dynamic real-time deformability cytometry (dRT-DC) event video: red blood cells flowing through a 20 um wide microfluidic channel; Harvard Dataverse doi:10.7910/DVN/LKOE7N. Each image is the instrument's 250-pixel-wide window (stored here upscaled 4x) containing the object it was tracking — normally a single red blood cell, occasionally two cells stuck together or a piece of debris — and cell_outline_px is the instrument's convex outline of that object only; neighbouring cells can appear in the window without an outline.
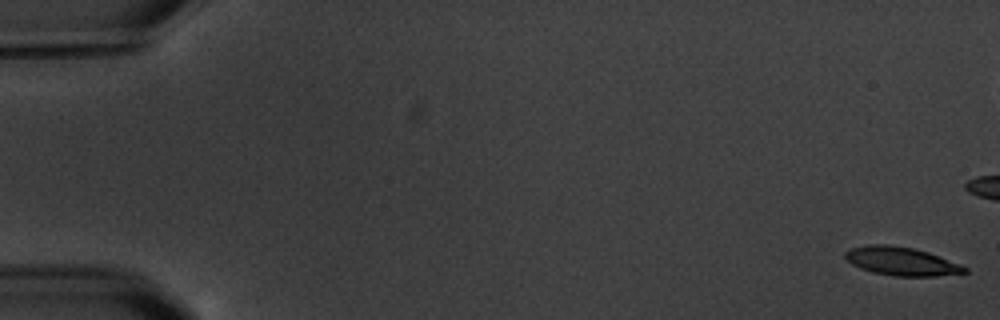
{"species": "common noctule bat (a hibernating species)", "species_latin": "Nyctalus noctula", "temperature_condition": "warm", "stored_images_in_passage": 5, "camera_frame_rate_fps": 3000, "um_per_image_px": 0.085, "animal": {"sex": "male", "body_mass_g": 20.1, "forearm_length_mm": 53.5}, "frame": {"image": 1, "passage_image": 1, "time_ms": 0.0, "image_size_px": [1000, 320], "cell_outline_px": [[968, 272], [936, 276], [892, 276], [872, 272], [860, 268], [852, 264], [844, 256], [844, 252], [852, 248], [868, 244], [888, 244], [912, 248], [928, 252], [960, 264], [968, 268]], "centroid_in_image_um": [76.61, 22.21], "position_along_channel_um": 8.4, "area_um2": 19.77}}